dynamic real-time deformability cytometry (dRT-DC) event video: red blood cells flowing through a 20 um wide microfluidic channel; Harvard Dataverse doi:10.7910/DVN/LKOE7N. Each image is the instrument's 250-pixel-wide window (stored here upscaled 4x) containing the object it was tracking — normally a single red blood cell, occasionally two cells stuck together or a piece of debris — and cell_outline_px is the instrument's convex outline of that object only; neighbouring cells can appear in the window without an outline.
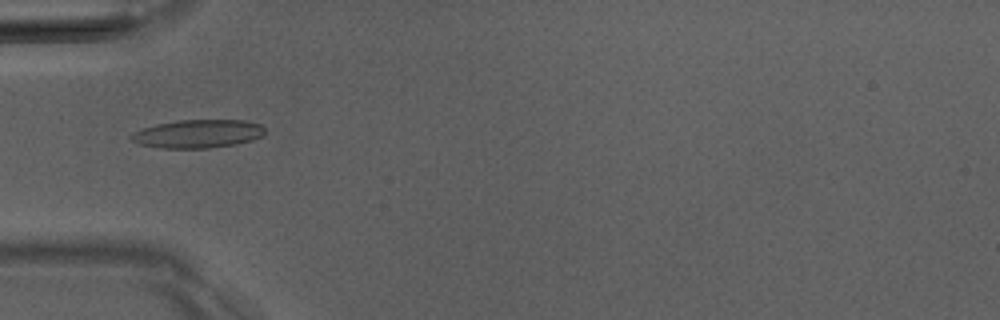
{"species": "Egyptian fruit bat (a non-hibernating species)", "species_latin": "Rousettus aegyptiacus", "temperature_condition": "room temperature", "stored_images_in_passage": 5, "camera_frame_rate_fps": 3000, "um_per_image_px": 0.085, "animal": {"sex": "male"}, "frame": {"image": 1, "passage_image": 5, "time_ms": 4.667, "image_size_px": [1000, 320], "cell_outline_px": [[264, 136], [252, 140], [236, 144], [208, 148], [164, 148], [140, 144], [132, 140], [128, 136], [132, 132], [156, 124], [180, 120], [244, 120], [260, 124], [264, 128]], "centroid_in_image_um": [16.83, 11.37], "position_along_channel_um": 68.2, "area_um2": 22.02}}